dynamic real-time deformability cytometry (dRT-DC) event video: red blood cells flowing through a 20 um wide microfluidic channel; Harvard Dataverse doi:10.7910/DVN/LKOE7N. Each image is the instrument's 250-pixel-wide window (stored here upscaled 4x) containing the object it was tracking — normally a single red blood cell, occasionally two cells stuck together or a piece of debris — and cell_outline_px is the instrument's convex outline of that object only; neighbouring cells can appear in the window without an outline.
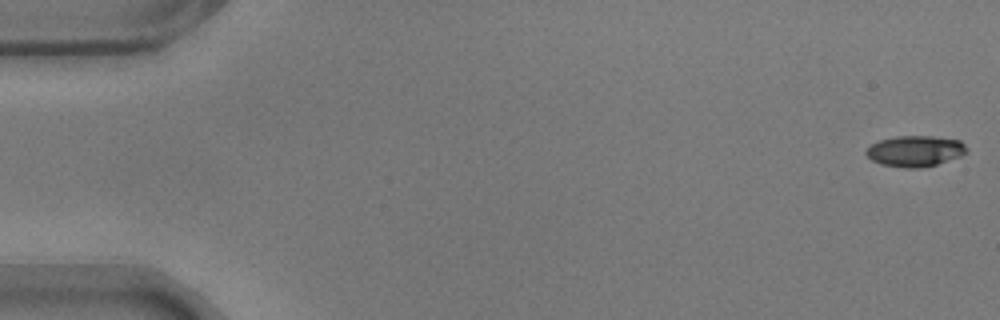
{"species": "common noctule bat (a hibernating species)", "species_latin": "Nyctalus noctula", "temperature_condition": "warm", "stored_images_in_passage": 8, "camera_frame_rate_fps": 3000, "um_per_image_px": 0.085, "animal": {"sex": "male", "body_mass_g": 17.9}, "frame": {"image": 1, "passage_image": 1, "time_ms": 0.0, "image_size_px": [1000, 320], "cell_outline_px": [[968, 148], [960, 156], [936, 164], [916, 168], [908, 168], [880, 164], [872, 160], [864, 152], [872, 144], [880, 140], [896, 136], [932, 136], [960, 140]], "centroid_in_image_um": [77.77, 12.83], "position_along_channel_um": 7.2, "area_um2": 17.86}}